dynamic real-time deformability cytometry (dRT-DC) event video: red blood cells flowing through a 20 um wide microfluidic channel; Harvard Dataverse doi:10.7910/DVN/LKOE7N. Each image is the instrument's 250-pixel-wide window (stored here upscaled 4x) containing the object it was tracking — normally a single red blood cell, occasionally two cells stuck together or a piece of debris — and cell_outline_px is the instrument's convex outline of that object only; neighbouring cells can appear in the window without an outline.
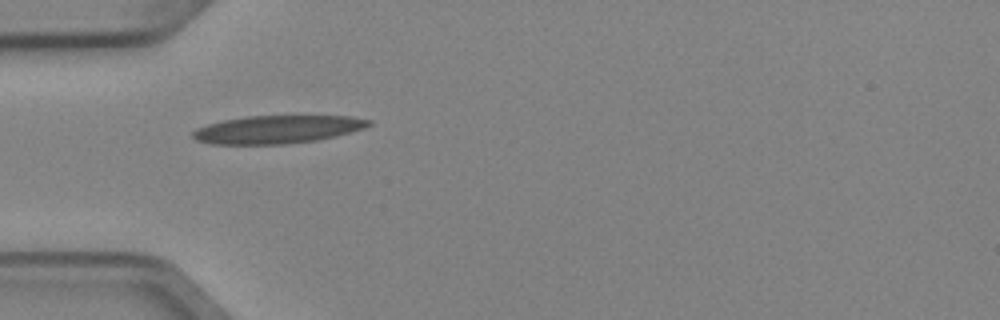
{"species": "Egyptian fruit bat (a non-hibernating species)", "species_latin": "Rousettus aegyptiacus", "temperature_condition": "cold", "stored_images_in_passage": 3, "camera_frame_rate_fps": 3000, "um_per_image_px": 0.085, "animal": {"sex": "female"}, "frame": {"image": 1, "passage_image": 2, "time_ms": 0.333, "image_size_px": [1000, 320], "cell_outline_px": [[372, 124], [364, 128], [352, 132], [336, 136], [316, 140], [284, 144], [212, 144], [196, 140], [192, 136], [192, 132], [196, 128], [208, 124], [224, 120], [248, 116], [352, 116], [372, 120]], "centroid_in_image_um": [23.6, 11.0], "position_along_channel_um": 61.4, "area_um2": 28.67}}
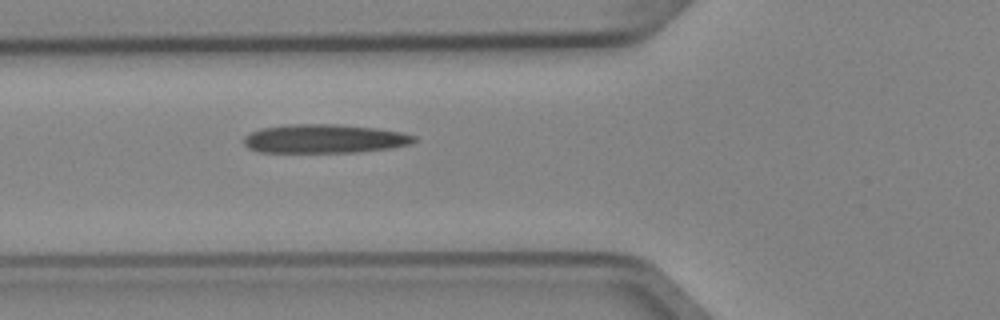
{"frame": {"image": 2, "passage_image": 3, "time_ms": 0.667, "image_size_px": [1000, 320], "cell_outline_px": [[416, 140], [412, 144], [388, 148], [356, 152], [260, 152], [248, 148], [244, 144], [244, 136], [260, 128], [288, 124], [340, 124], [376, 128], [400, 132], [416, 136]], "centroid_in_image_um": [27.56, 11.78], "position_along_channel_um": 98.2, "area_um2": 28.61}}